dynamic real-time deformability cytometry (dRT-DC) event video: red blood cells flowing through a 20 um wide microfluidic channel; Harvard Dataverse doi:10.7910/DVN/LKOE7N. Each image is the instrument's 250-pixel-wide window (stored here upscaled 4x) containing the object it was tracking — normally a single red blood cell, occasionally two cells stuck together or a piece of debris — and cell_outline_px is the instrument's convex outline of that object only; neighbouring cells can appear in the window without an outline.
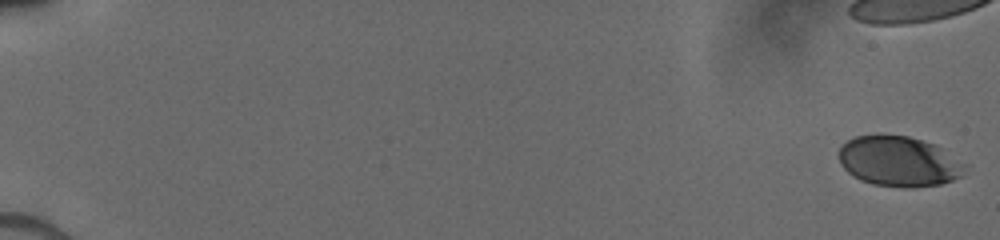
{"species": "human", "species_latin": "Homo sapiens", "temperature_condition": "cold", "stored_images_in_passage": 29, "camera_frame_rate_fps": 3000, "um_per_image_px": 0.085, "donor": {"sex": "male"}, "frame": {"image": 1, "passage_image": 1, "time_ms": 0.0, "image_size_px": [1000, 240], "cell_outline_px": [[968, 164], [964, 176], [940, 184], [912, 188], [904, 188], [872, 184], [860, 180], [852, 176], [840, 164], [840, 148], [848, 140], [856, 136], [880, 132], [908, 136], [932, 144]], "centroid_in_image_um": [76.41, 13.71], "position_along_channel_um": 8.6, "area_um2": 37.45}}